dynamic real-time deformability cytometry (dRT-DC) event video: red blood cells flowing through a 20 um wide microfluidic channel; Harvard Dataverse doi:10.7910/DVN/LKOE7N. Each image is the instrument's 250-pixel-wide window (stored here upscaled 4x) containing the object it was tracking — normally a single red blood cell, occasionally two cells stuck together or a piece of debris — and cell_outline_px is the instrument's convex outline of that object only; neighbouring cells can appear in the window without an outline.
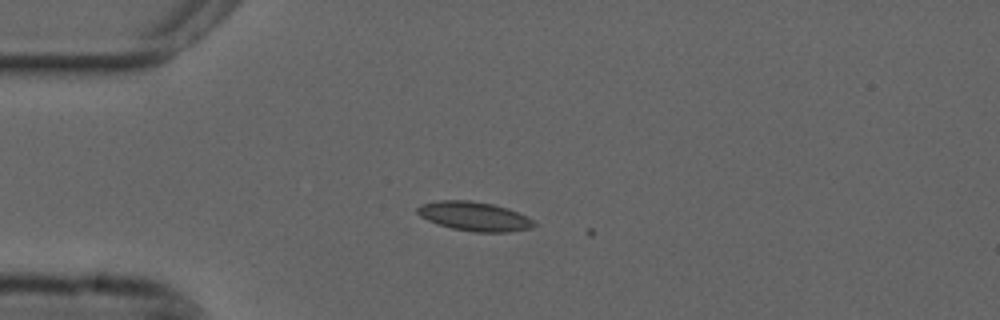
{"species": "common noctule bat (a hibernating species)", "species_latin": "Nyctalus noctula", "temperature_condition": "cold", "stored_images_in_passage": 3, "camera_frame_rate_fps": 3000, "um_per_image_px": 0.085, "animal": {"sex": "male", "forearm_length_mm": 52.5}, "frame": {"image": 1, "passage_image": 1, "time_ms": 0.0, "image_size_px": [1000, 320], "cell_outline_px": [[536, 224], [532, 228], [508, 232], [472, 232], [452, 228], [428, 220], [420, 216], [416, 212], [416, 208], [420, 204], [440, 200], [468, 200], [492, 204], [508, 208], [532, 220]], "centroid_in_image_um": [40.29, 18.39], "position_along_channel_um": 44.7, "area_um2": 19.65}}